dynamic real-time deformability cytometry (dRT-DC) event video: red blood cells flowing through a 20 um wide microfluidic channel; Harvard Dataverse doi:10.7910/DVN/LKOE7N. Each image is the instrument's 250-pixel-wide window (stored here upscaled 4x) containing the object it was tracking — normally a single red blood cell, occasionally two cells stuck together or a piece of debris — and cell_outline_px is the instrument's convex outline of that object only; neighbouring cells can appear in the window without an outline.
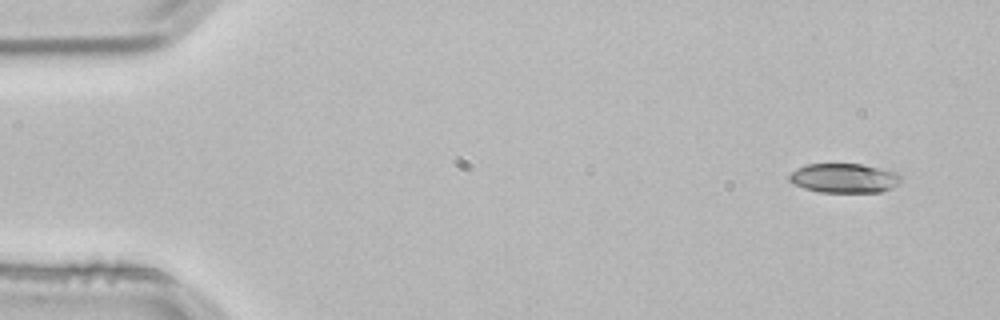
{"species": "common noctule bat (a hibernating species)", "species_latin": "Nyctalus noctula", "temperature_condition": "room temperature", "stored_images_in_passage": 3, "camera_frame_rate_fps": 3000, "um_per_image_px": 0.085, "animal": {"sex": "male", "body_mass_g": 21.5, "forearm_length_mm": 52.0}, "frame": {"image": 1, "passage_image": 1, "time_ms": 0.0, "image_size_px": [1000, 320], "cell_outline_px": [[900, 180], [892, 188], [880, 192], [820, 192], [804, 188], [788, 180], [788, 176], [796, 168], [808, 164], [860, 164], [896, 172], [900, 176]], "centroid_in_image_um": [71.72, 15.14], "position_along_channel_um": 13.3, "area_um2": 18.9}}
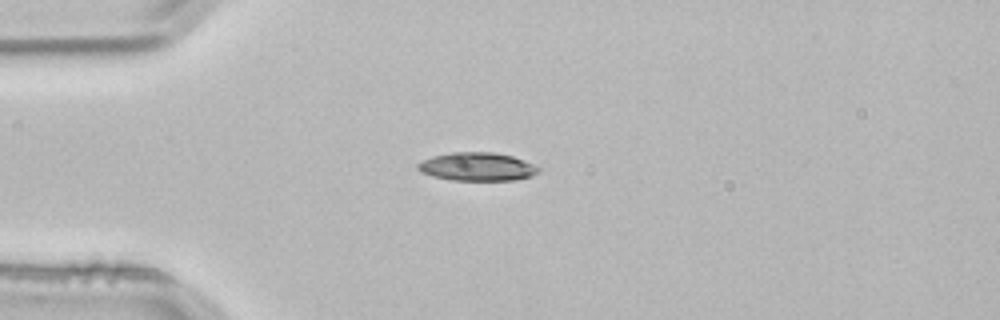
{"frame": {"image": 2, "passage_image": 3, "time_ms": 0.667, "image_size_px": [1000, 320], "cell_outline_px": [[540, 168], [532, 176], [512, 180], [452, 180], [432, 176], [420, 172], [416, 168], [416, 164], [432, 156], [452, 152], [496, 152], [512, 156], [524, 160]], "centroid_in_image_um": [40.52, 14.16], "position_along_channel_um": 44.5, "area_um2": 19.88}}